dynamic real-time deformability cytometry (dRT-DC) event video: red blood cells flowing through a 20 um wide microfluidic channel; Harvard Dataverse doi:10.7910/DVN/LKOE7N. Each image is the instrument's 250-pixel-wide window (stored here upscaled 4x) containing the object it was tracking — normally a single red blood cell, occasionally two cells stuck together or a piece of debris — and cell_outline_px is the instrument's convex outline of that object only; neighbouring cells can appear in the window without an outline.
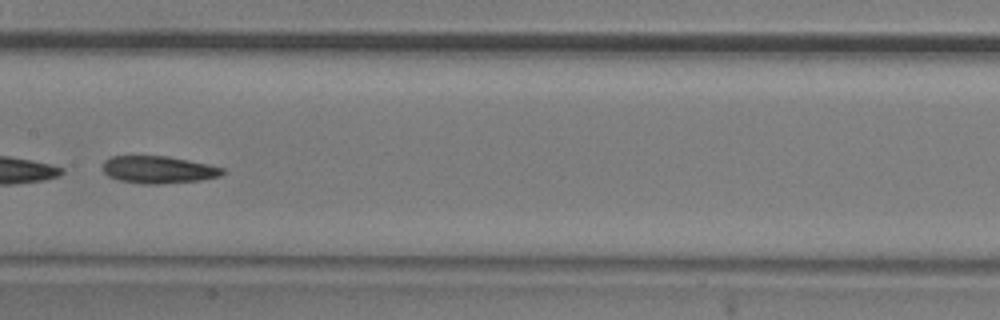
{"species": "common noctule bat (a hibernating species)", "species_latin": "Nyctalus noctula", "temperature_condition": "room temperature", "stored_images_in_passage": 8, "camera_frame_rate_fps": 3000, "um_per_image_px": 0.085, "animal": {"sex": "male", "body_mass_g": 20.5, "forearm_length_mm": 52.5}, "frame": {"image": 1, "passage_image": 8, "time_ms": 2.333, "image_size_px": [1000, 320], "cell_outline_px": [[224, 172], [220, 176], [200, 180], [160, 184], [140, 184], [120, 180], [108, 176], [104, 172], [104, 160], [112, 156], [168, 156], [208, 164], [224, 168]], "centroid_in_image_um": [13.46, 14.42], "position_along_channel_um": 193.9, "area_um2": 19.02}}